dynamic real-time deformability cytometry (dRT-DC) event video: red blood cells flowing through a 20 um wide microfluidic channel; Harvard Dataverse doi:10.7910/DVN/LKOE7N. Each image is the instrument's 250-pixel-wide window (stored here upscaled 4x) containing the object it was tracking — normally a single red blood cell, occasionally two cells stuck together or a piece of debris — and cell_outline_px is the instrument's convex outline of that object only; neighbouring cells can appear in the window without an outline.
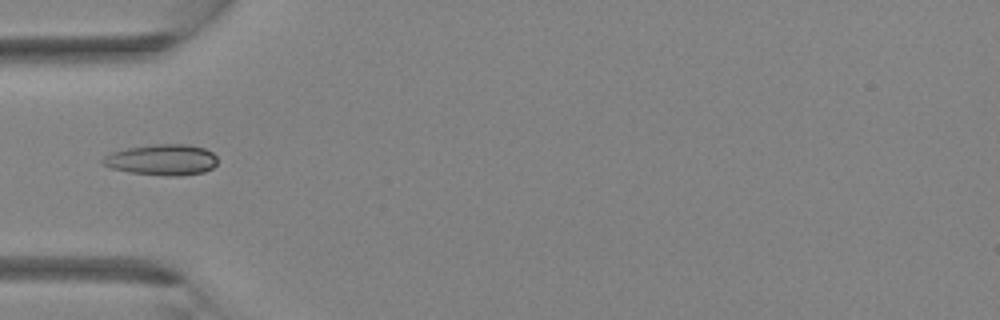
{"species": "Egyptian fruit bat (a non-hibernating species)", "species_latin": "Rousettus aegyptiacus", "temperature_condition": "room temperature", "stored_images_in_passage": 2, "camera_frame_rate_fps": 3000, "um_per_image_px": 0.085, "animal": {"sex": "female"}, "frame": {"image": 1, "passage_image": 2, "time_ms": 2.0, "image_size_px": [1000, 320], "cell_outline_px": [[216, 164], [212, 168], [204, 172], [176, 176], [172, 176], [128, 172], [112, 168], [100, 164], [100, 160], [104, 156], [112, 152], [128, 148], [156, 144], [188, 144], [204, 148], [212, 152], [216, 156]], "centroid_in_image_um": [13.75, 13.58], "position_along_channel_um": 71.3, "area_um2": 20.63}}